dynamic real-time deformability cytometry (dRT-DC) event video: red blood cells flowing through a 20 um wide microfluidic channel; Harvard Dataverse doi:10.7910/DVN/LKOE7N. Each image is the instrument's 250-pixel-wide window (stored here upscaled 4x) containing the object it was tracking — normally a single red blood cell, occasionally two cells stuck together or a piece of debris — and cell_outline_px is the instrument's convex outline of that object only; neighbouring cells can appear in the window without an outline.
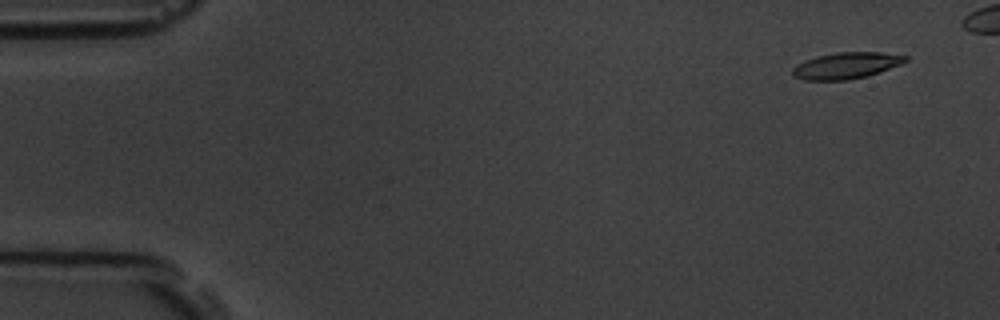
{"species": "common noctule bat (a hibernating species)", "species_latin": "Nyctalus noctula", "temperature_condition": "room temperature", "stored_images_in_passage": 6, "camera_frame_rate_fps": 3000, "um_per_image_px": 0.085, "animal": {"sex": "male", "body_mass_g": 19.5, "forearm_length_mm": 54.6}, "frame": {"image": 1, "passage_image": 1, "time_ms": 0.0, "image_size_px": [1000, 320], "cell_outline_px": [[908, 60], [900, 64], [880, 72], [868, 76], [848, 80], [804, 80], [792, 76], [792, 68], [796, 64], [804, 60], [816, 56], [836, 52], [880, 52], [908, 56]], "centroid_in_image_um": [71.89, 5.57], "position_along_channel_um": 13.1, "area_um2": 17.51}}